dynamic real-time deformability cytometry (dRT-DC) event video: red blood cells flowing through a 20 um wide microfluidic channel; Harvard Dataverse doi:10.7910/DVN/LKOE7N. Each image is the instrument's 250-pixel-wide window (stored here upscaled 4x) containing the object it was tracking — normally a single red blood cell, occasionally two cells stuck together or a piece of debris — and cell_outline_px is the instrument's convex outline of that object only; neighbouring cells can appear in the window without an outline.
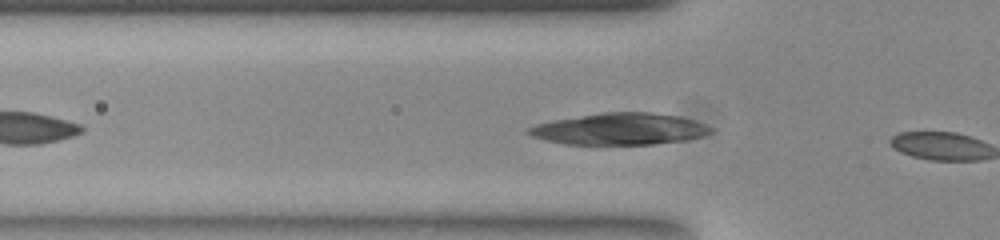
{"species": "common noctule bat (a hibernating species)", "species_latin": "Nyctalus noctula", "temperature_condition": "room temperature", "stored_images_in_passage": 3, "camera_frame_rate_fps": 3000, "um_per_image_px": 0.085, "animal": {"sex": "female", "body_mass_g": 23.0, "forearm_length_mm": 53.4}, "frame": {"image": 1, "passage_image": 2, "time_ms": 0.333, "image_size_px": [1000, 240], "cell_outline_px": [[712, 132], [704, 136], [684, 140], [652, 144], [564, 144], [532, 136], [528, 132], [528, 128], [536, 124], [556, 120], [604, 112], [652, 112], [680, 116], [704, 124], [712, 128]], "centroid_in_image_um": [52.72, 10.96], "position_along_channel_um": 73.1, "area_um2": 33.18}}